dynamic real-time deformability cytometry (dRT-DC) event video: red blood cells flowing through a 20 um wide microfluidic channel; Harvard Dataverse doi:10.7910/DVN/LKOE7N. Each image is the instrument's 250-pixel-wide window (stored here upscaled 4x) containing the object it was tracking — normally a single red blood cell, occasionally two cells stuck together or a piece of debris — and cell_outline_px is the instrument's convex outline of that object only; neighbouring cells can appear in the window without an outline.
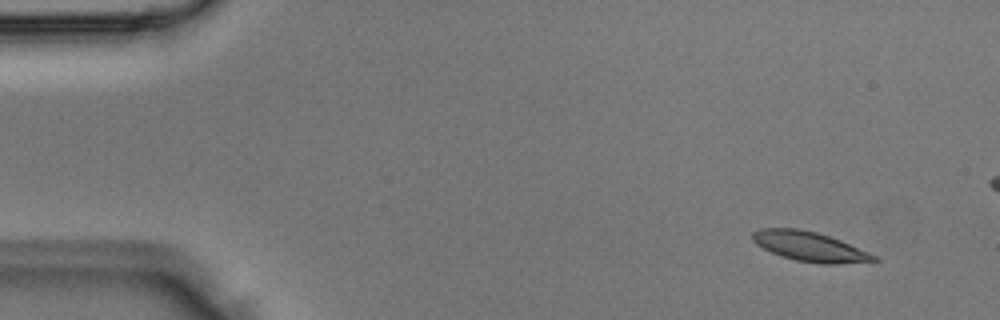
{"species": "Egyptian fruit bat (a non-hibernating species)", "species_latin": "Rousettus aegyptiacus", "temperature_condition": "room temperature", "stored_images_in_passage": 4, "camera_frame_rate_fps": 3000, "um_per_image_px": 0.085, "animal": {"sex": "male"}, "frame": {"image": 1, "passage_image": 1, "time_ms": 0.0, "image_size_px": [1000, 320], "cell_outline_px": [[880, 260], [836, 264], [820, 264], [796, 260], [780, 256], [756, 244], [752, 240], [752, 232], [760, 228], [800, 228], [816, 232], [840, 240], [868, 252], [876, 256]], "centroid_in_image_um": [68.79, 20.95], "position_along_channel_um": 16.2, "area_um2": 20.81}}